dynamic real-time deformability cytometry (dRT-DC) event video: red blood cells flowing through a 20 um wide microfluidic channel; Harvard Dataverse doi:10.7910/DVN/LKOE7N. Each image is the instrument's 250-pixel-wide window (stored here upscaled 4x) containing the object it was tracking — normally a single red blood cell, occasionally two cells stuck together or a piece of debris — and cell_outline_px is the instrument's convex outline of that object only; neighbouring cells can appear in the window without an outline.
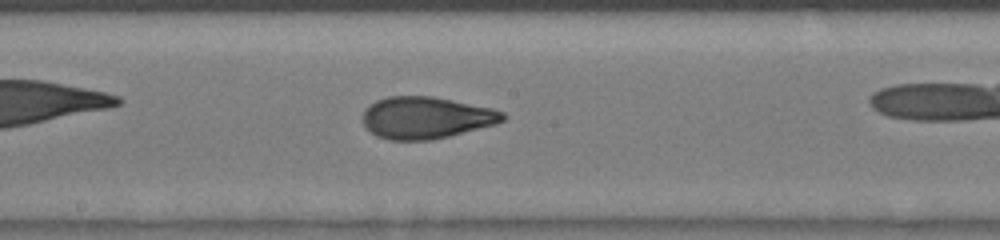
{"species": "human", "species_latin": "Homo sapiens", "temperature_condition": "room temperature", "stored_images_in_passage": 42, "camera_frame_rate_fps": 3000, "um_per_image_px": 0.085, "donor": {"sex": "male"}, "frame": {"image": 1, "passage_image": 30, "time_ms": 9.667, "image_size_px": [1000, 240], "cell_outline_px": [[508, 116], [504, 120], [496, 124], [432, 140], [388, 140], [376, 136], [364, 124], [364, 108], [368, 104], [376, 100], [388, 96], [432, 96], [492, 108], [504, 112]], "centroid_in_image_um": [36.22, 10.0], "position_along_channel_um": 212.0, "area_um2": 34.22}}